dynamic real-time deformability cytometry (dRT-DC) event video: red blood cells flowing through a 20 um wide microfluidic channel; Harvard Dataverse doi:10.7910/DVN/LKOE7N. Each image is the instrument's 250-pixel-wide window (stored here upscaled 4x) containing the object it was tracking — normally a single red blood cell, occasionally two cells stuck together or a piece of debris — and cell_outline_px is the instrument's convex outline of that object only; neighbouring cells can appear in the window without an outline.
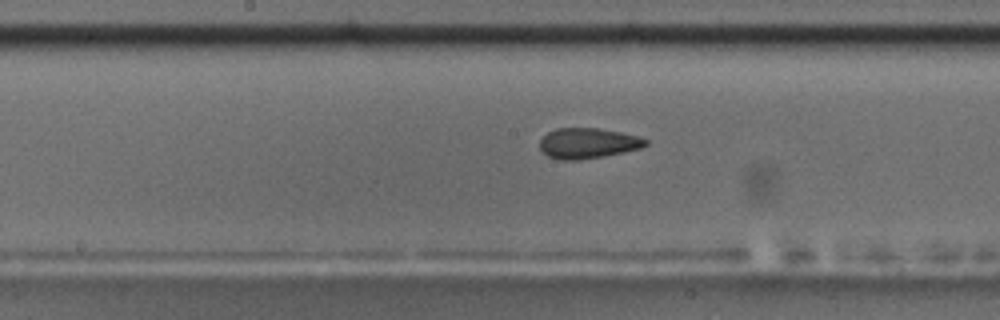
{"species": "common noctule bat (a hibernating species)", "species_latin": "Nyctalus noctula", "temperature_condition": "room temperature", "stored_images_in_passage": 49, "camera_frame_rate_fps": 3000, "um_per_image_px": 0.085, "animal": {"sex": "male", "body_mass_g": 17.5, "forearm_length_mm": 52.3}, "frame": {"image": 1, "passage_image": 28, "time_ms": 9.0, "image_size_px": [1000, 320], "cell_outline_px": [[648, 144], [640, 148], [604, 156], [580, 160], [560, 160], [548, 156], [540, 148], [540, 140], [548, 132], [556, 128], [596, 128], [620, 132], [640, 136], [648, 140]], "centroid_in_image_um": [49.97, 12.17], "position_along_channel_um": 198.2, "area_um2": 18.73}, "authors_computed_cell_mechanics": {"area_um2": 19.074, "velocity_mm_per_s": 3.7416, "shape_relaxation_time_tau1_ms": null, "shape_relaxation_time_tau2_ms": 2.1996, "deformation_change_tau1": null, "deformation_change_tau2": 0.0908}}